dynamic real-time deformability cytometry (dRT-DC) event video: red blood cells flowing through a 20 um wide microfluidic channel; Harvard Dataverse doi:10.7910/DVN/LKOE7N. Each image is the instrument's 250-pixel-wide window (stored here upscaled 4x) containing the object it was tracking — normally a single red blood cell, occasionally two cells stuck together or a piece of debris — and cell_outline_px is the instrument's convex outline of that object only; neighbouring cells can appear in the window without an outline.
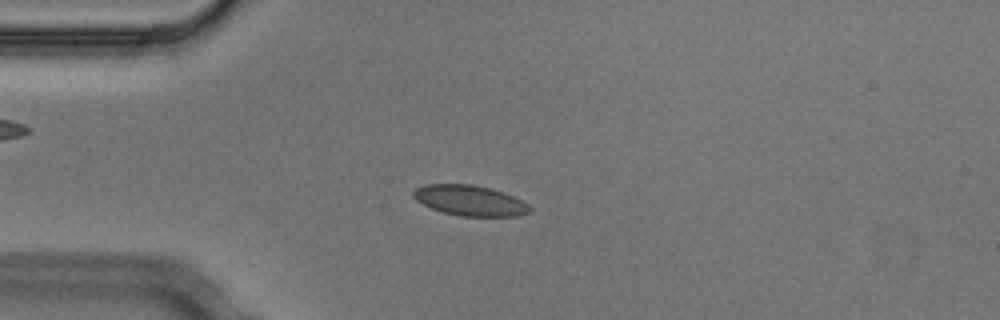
{"species": "Egyptian fruit bat (a non-hibernating species)", "species_latin": "Rousettus aegyptiacus", "temperature_condition": "cold", "stored_images_in_passage": 53, "camera_frame_rate_fps": 3000, "um_per_image_px": 0.085, "animal": {"sex": "male"}, "frame": {"image": 1, "passage_image": 13, "time_ms": 4.0, "image_size_px": [1000, 320], "cell_outline_px": [[532, 212], [520, 216], [460, 216], [444, 212], [432, 208], [416, 200], [412, 196], [412, 192], [416, 188], [424, 184], [472, 184], [504, 192], [528, 204], [532, 208]], "centroid_in_image_um": [39.96, 17.04], "position_along_channel_um": 45.0, "area_um2": 20.63}}
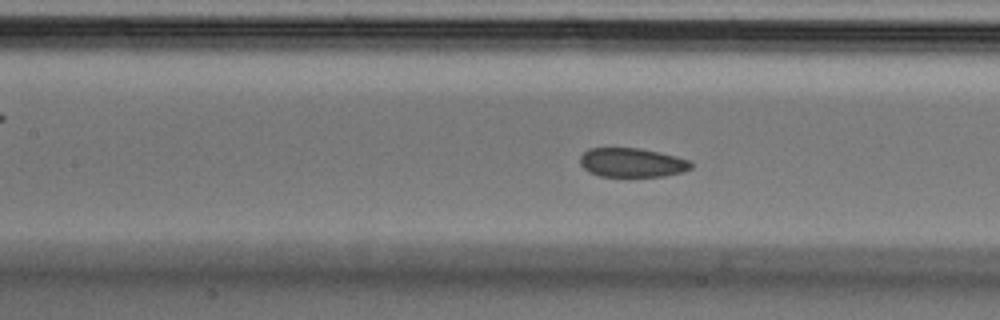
{"frame": {"image": 2, "passage_image": 23, "time_ms": 7.333, "image_size_px": [1000, 320], "cell_outline_px": [[692, 168], [684, 172], [664, 176], [600, 176], [588, 172], [580, 164], [580, 156], [588, 148], [640, 148], [676, 156], [688, 160], [692, 164]], "centroid_in_image_um": [53.71, 13.82], "position_along_channel_um": 153.7, "area_um2": 18.84}}
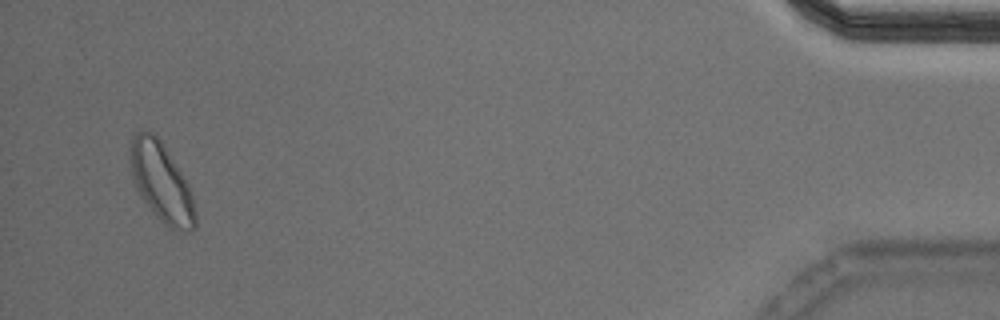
{"frame": {"image": 3, "passage_image": 51, "time_ms": 16.667, "image_size_px": [1000, 320], "cell_outline_px": [[196, 228], [192, 232], [188, 232], [172, 228], [164, 224], [156, 216], [140, 196], [132, 180], [132, 136], [136, 132], [144, 128], [152, 132], [160, 140], [188, 184], [192, 196], [196, 216]], "centroid_in_image_um": [13.74, 15.53], "position_along_channel_um": 421.5, "area_um2": 29.42}, "authors_computed_cell_mechanics": {"area_um2": 20.4034, "velocity_mm_per_s": 3.7254, "shape_relaxation_time_tau1_ms": 3.9627, "shape_relaxation_time_tau2_ms": 1.0454, "deformation_change_tau1": 0.0683, "deformation_change_tau2": 0.0412}}